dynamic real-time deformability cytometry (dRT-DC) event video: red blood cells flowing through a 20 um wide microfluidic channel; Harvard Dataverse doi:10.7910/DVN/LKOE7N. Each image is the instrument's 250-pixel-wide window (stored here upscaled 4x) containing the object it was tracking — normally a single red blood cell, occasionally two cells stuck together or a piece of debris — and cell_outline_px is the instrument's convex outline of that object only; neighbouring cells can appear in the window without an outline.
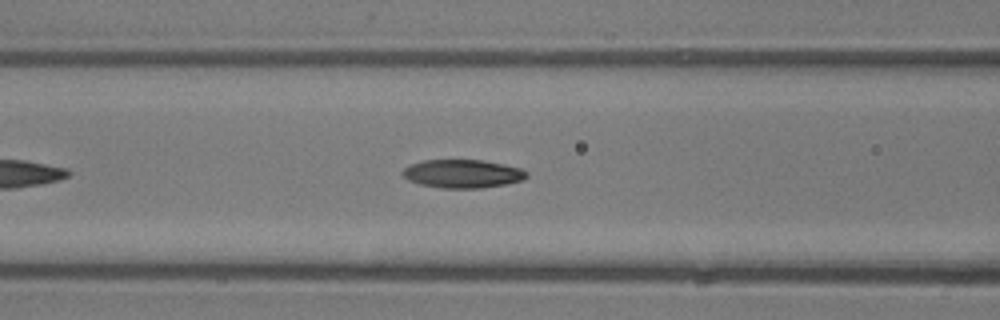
{"species": "common noctule bat (a hibernating species)", "species_latin": "Nyctalus noctula", "temperature_condition": "room temperature", "stored_images_in_passage": 5, "camera_frame_rate_fps": 3000, "um_per_image_px": 0.085, "animal": {"sex": "male", "body_mass_g": 13.3}, "frame": {"image": 1, "passage_image": 5, "time_ms": 5.333, "image_size_px": [1000, 320], "cell_outline_px": [[528, 176], [524, 180], [504, 184], [480, 188], [440, 188], [420, 184], [408, 180], [400, 172], [408, 164], [424, 160], [484, 160], [504, 164], [520, 168], [528, 172]], "centroid_in_image_um": [39.3, 14.76], "position_along_channel_um": 127.3, "area_um2": 20.63}}